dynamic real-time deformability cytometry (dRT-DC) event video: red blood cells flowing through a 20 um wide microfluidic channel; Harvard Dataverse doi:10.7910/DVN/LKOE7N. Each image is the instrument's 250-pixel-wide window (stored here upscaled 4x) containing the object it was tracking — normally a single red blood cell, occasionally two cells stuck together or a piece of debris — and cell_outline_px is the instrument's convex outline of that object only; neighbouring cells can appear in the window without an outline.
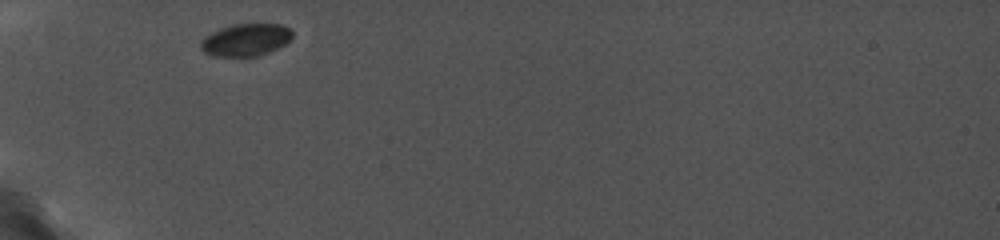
{"species": "common noctule bat (a hibernating species)", "species_latin": "Nyctalus noctula", "temperature_condition": "cold", "stored_images_in_passage": 46, "camera_frame_rate_fps": 5000, "um_per_image_px": 0.085, "animal": {"sex": "female", "body_mass_g": 19.0, "forearm_length_mm": 56.7}, "frame": {"image": 1, "passage_image": 1, "time_ms": 0.0, "image_size_px": [1000, 240], "cell_outline_px": [[292, 36], [284, 44], [268, 52], [256, 56], [212, 56], [204, 52], [200, 48], [200, 40], [204, 36], [220, 28], [232, 24], [284, 24], [292, 32]], "centroid_in_image_um": [20.84, 3.38], "position_along_channel_um": 64.2, "area_um2": 17.22}}
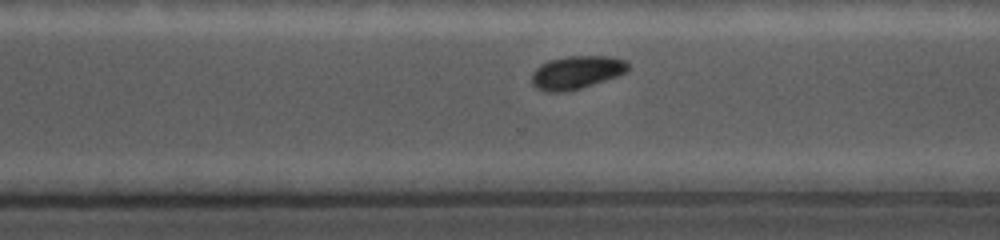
{"frame": {"image": 2, "passage_image": 28, "time_ms": 7.2, "image_size_px": [1000, 240], "cell_outline_px": [[628, 68], [620, 76], [580, 88], [564, 92], [548, 92], [536, 88], [532, 84], [532, 72], [540, 64], [552, 60], [568, 56], [608, 56], [628, 60]], "centroid_in_image_um": [49.02, 6.15], "position_along_channel_um": 321.6, "area_um2": 18.61}}
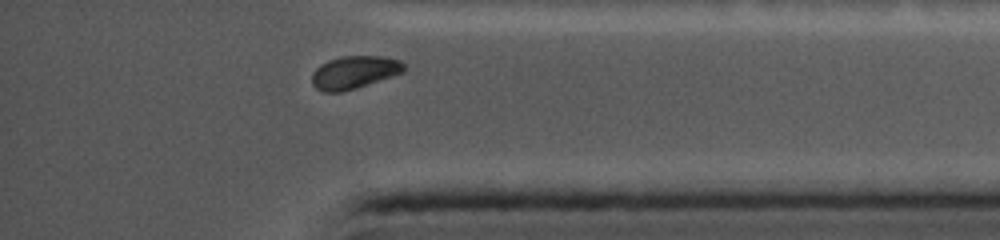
{"frame": {"image": 3, "passage_image": 37, "time_ms": 9.4, "image_size_px": [1000, 240], "cell_outline_px": [[404, 72], [356, 88], [340, 92], [324, 92], [316, 88], [312, 84], [312, 72], [320, 64], [328, 60], [344, 56], [380, 56], [400, 60], [404, 64]], "centroid_in_image_um": [30.09, 6.14], "position_along_channel_um": 405.1, "area_um2": 17.51}, "authors_computed_cell_mechanics": {"area_um2": 18.4093, "velocity_mm_per_s": 3.7266, "shape_relaxation_time_tau1_ms": null, "shape_relaxation_time_tau2_ms": 7.4961, "deformation_change_tau1": null, "deformation_change_tau2": 0.0567}}